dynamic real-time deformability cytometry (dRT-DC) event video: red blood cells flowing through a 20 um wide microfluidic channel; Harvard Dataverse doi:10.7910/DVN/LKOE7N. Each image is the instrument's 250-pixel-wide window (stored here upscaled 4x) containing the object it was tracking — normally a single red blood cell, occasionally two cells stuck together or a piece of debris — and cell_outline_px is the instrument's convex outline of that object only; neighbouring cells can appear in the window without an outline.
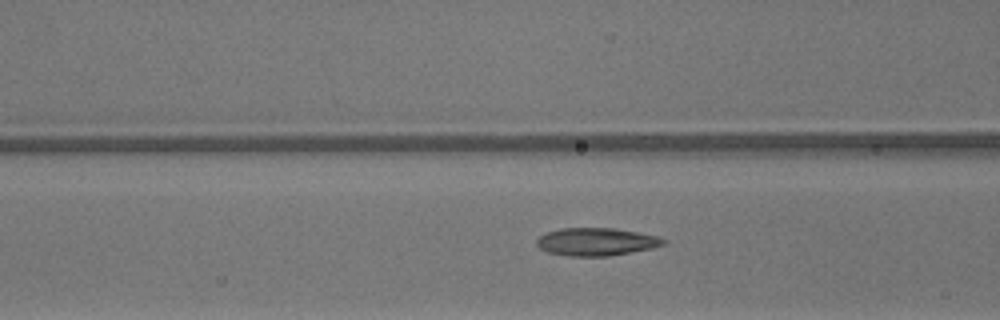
{"species": "common noctule bat (a hibernating species)", "species_latin": "Nyctalus noctula", "temperature_condition": "warm", "stored_images_in_passage": 50, "camera_frame_rate_fps": 3000, "um_per_image_px": 0.085, "animal": {"sex": "male", "body_mass_g": 13.3}, "frame": {"image": 1, "passage_image": 21, "time_ms": 6.667, "image_size_px": [1000, 320], "cell_outline_px": [[668, 240], [664, 244], [652, 248], [632, 252], [608, 256], [568, 256], [548, 252], [540, 248], [536, 244], [536, 240], [540, 236], [548, 232], [560, 228], [612, 228], [636, 232], [656, 236]], "centroid_in_image_um": [50.68, 20.55], "position_along_channel_um": 115.9, "area_um2": 20.4}}
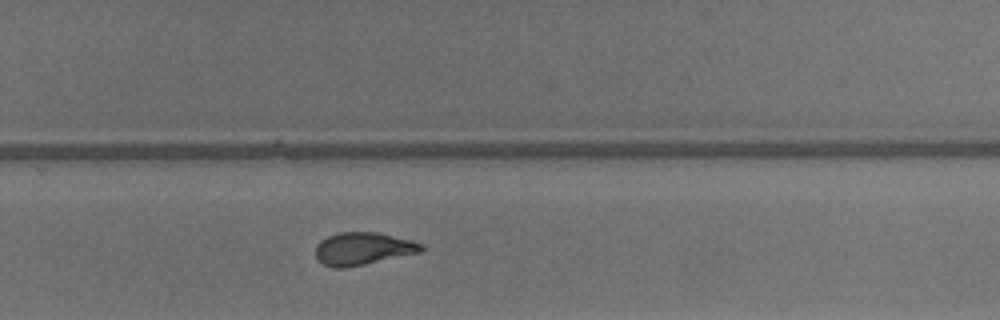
{"frame": {"image": 2, "passage_image": 34, "time_ms": 11.0, "image_size_px": [1000, 320], "cell_outline_px": [[424, 248], [420, 252], [364, 264], [344, 268], [336, 268], [324, 264], [316, 256], [316, 244], [320, 240], [328, 236], [340, 232], [376, 232], [412, 240], [424, 244]], "centroid_in_image_um": [30.85, 21.12], "position_along_channel_um": 298.9, "area_um2": 19.88}}
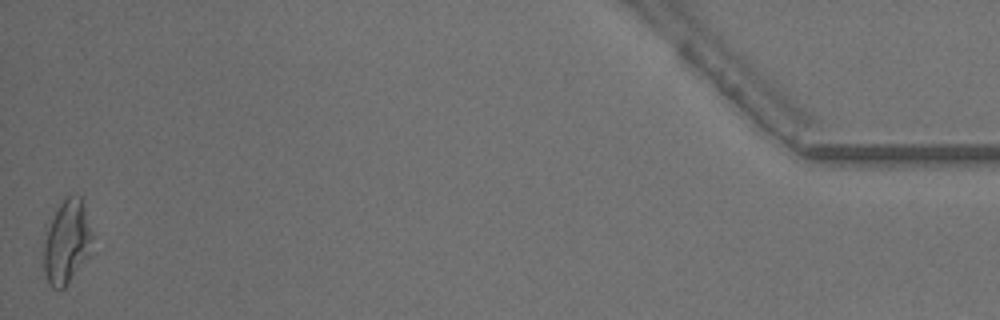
{"frame": {"image": 3, "passage_image": 50, "time_ms": 16.333, "image_size_px": [1000, 320], "cell_outline_px": [[92, 236], [88, 256], [68, 284], [60, 292], [56, 292], [48, 284], [44, 272], [44, 224], [60, 204], [68, 196], [76, 192], [80, 196], [84, 204], [92, 232]], "centroid_in_image_um": [5.63, 20.56], "position_along_channel_um": 429.6, "area_um2": 24.39}, "authors_computed_cell_mechanics": {"area_um2": 20.4612, "velocity_mm_per_s": 4.2328, "shape_relaxation_time_tau1_ms": 5.9123, "shape_relaxation_time_tau2_ms": 1.6426, "deformation_change_tau1": 0.1749, "deformation_change_tau2": 0.0835}}